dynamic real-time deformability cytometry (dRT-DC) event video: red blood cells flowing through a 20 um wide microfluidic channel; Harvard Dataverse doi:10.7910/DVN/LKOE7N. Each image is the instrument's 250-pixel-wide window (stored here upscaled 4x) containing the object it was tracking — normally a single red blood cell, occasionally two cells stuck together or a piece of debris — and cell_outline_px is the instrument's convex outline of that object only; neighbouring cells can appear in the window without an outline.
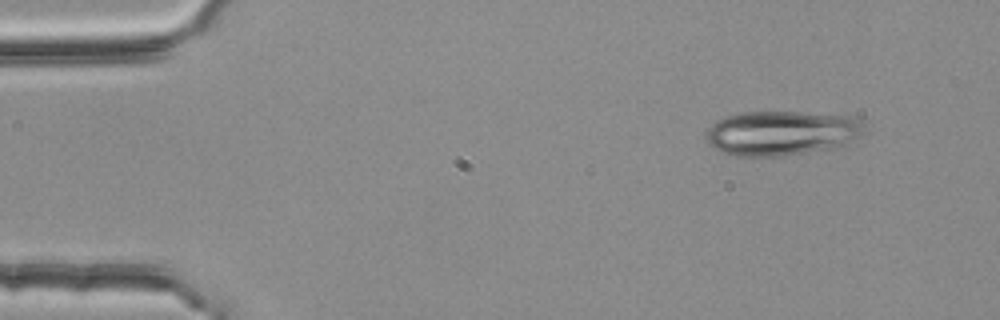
{"species": "common noctule bat (a hibernating species)", "species_latin": "Nyctalus noctula", "temperature_condition": "room temperature", "stored_images_in_passage": 4, "camera_frame_rate_fps": 3000, "um_per_image_px": 0.085, "animal": {"sex": "female", "body_mass_g": 25.1}, "frame": {"image": 1, "passage_image": 1, "time_ms": 0.0, "image_size_px": [1000, 320], "cell_outline_px": [[868, 128], [860, 136], [840, 148], [788, 156], [736, 156], [724, 152], [708, 144], [704, 140], [704, 132], [716, 120], [728, 116], [744, 112], [800, 112], [856, 116]], "centroid_in_image_um": [66.49, 11.32], "position_along_channel_um": 18.5, "area_um2": 42.08}}
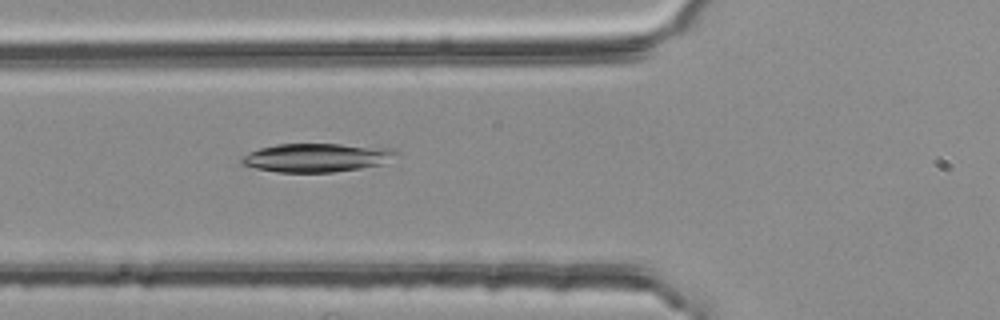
{"frame": {"image": 2, "passage_image": 4, "time_ms": 1.0, "image_size_px": [1000, 320], "cell_outline_px": [[396, 152], [384, 164], [360, 168], [332, 172], [276, 172], [256, 168], [240, 164], [240, 160], [248, 152], [260, 148], [276, 144], [340, 144], [388, 148]], "centroid_in_image_um": [26.83, 13.4], "position_along_channel_um": 99.0, "area_um2": 25.43}}